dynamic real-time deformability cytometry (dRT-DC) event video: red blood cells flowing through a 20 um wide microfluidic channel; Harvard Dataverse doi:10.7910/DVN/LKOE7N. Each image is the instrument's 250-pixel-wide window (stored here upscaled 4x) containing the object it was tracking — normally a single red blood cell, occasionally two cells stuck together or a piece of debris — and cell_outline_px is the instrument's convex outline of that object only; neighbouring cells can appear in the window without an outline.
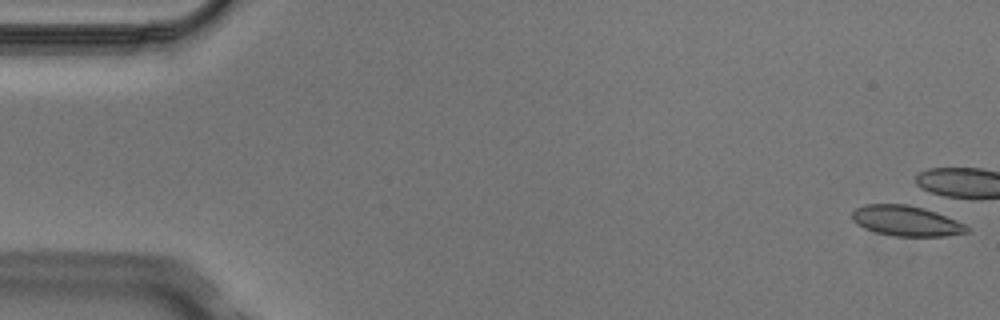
{"species": "Egyptian fruit bat (a non-hibernating species)", "species_latin": "Rousettus aegyptiacus", "temperature_condition": "cold", "stored_images_in_passage": 6, "camera_frame_rate_fps": 3000, "um_per_image_px": 0.085, "animal": {"sex": "male"}, "frame": {"image": 1, "passage_image": 1, "time_ms": 0.0, "image_size_px": [1000, 320], "cell_outline_px": [[968, 232], [944, 236], [896, 236], [876, 232], [864, 228], [856, 224], [852, 220], [852, 212], [856, 208], [864, 204], [908, 204], [924, 208], [936, 212], [956, 220], [964, 224], [968, 228]], "centroid_in_image_um": [76.99, 18.76], "position_along_channel_um": 8.0, "area_um2": 20.23}}
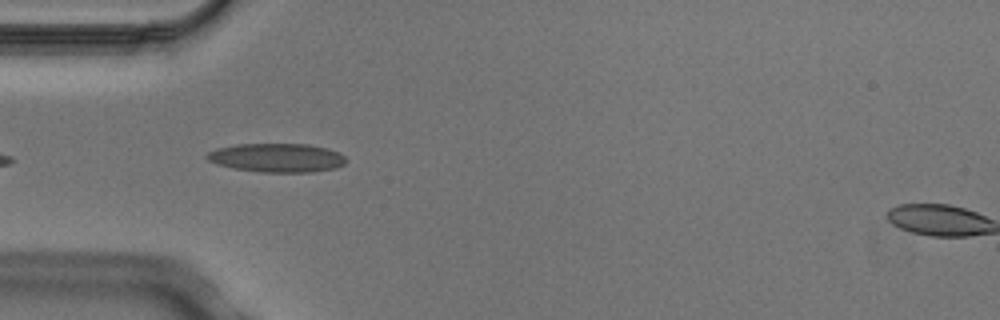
{"frame": {"image": 2, "passage_image": 5, "time_ms": 1.333, "image_size_px": [1000, 320], "cell_outline_px": [[344, 164], [336, 168], [312, 172], [260, 172], [232, 168], [216, 164], [208, 160], [204, 156], [208, 152], [216, 148], [236, 144], [308, 144], [328, 148], [340, 152], [344, 156]], "centroid_in_image_um": [23.51, 13.41], "position_along_channel_um": 61.5, "area_um2": 23.52}}
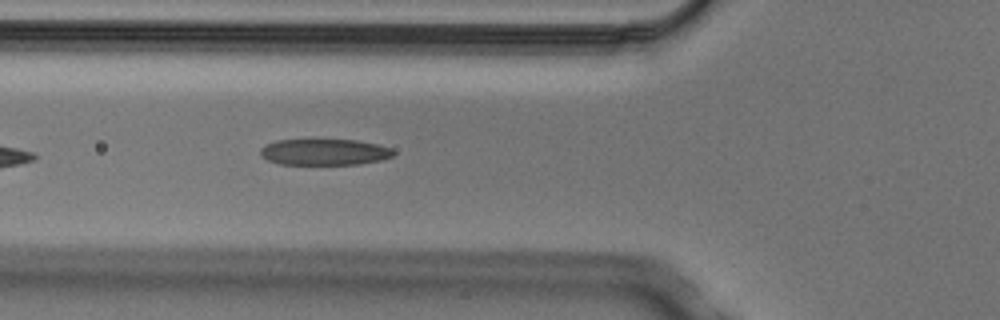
{"frame": {"image": 3, "passage_image": 6, "time_ms": 1.667, "image_size_px": [1000, 320], "cell_outline_px": [[396, 152], [392, 156], [380, 160], [360, 164], [280, 164], [268, 160], [260, 156], [260, 148], [276, 140], [312, 136], [356, 140], [376, 144], [392, 148]], "centroid_in_image_um": [27.53, 12.86], "position_along_channel_um": 98.3, "area_um2": 21.39}}